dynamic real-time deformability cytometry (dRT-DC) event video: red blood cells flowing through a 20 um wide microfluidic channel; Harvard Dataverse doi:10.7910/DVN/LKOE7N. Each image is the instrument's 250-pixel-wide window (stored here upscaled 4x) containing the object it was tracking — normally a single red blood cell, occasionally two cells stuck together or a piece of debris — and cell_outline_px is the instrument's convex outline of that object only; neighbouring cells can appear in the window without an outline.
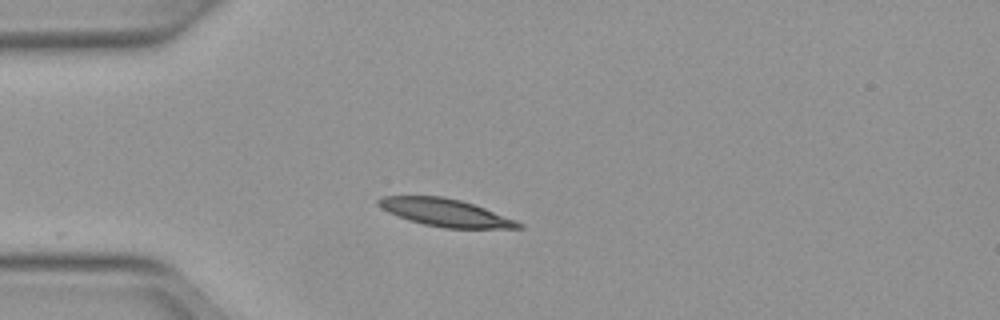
{"species": "Egyptian fruit bat (a non-hibernating species)", "species_latin": "Rousettus aegyptiacus", "temperature_condition": "warm", "stored_images_in_passage": 6, "camera_frame_rate_fps": 3000, "um_per_image_px": 0.085, "animal": {"sex": "female"}, "frame": {"image": 1, "passage_image": 1, "time_ms": 0.0, "image_size_px": [1000, 320], "cell_outline_px": [[524, 228], [444, 228], [424, 224], [408, 220], [388, 212], [376, 204], [376, 200], [380, 196], [444, 196], [460, 200], [484, 208], [516, 220], [524, 224]], "centroid_in_image_um": [37.83, 18.07], "position_along_channel_um": 47.2, "area_um2": 22.43}}